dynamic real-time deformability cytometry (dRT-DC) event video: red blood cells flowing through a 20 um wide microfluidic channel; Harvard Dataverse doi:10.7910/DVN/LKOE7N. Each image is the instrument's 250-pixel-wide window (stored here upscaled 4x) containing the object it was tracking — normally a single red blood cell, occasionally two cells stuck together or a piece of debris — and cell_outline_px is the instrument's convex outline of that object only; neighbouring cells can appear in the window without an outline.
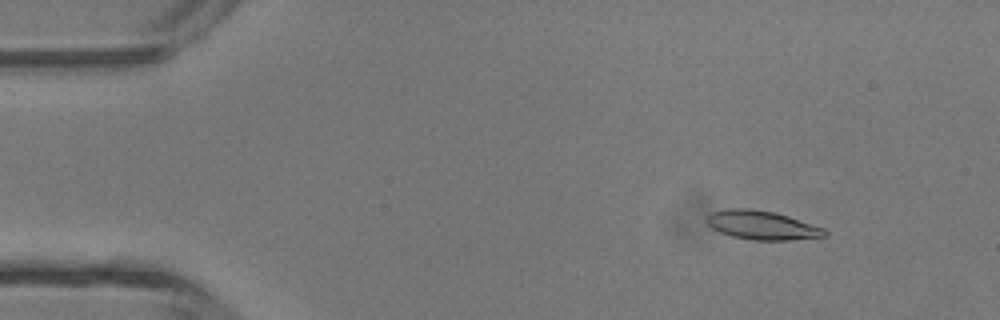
{"species": "common noctule bat (a hibernating species)", "species_latin": "Nyctalus noctula", "temperature_condition": "room temperature", "stored_images_in_passage": 9, "camera_frame_rate_fps": 3000, "um_per_image_px": 0.085, "animal": {"sex": "male", "body_mass_g": 13.3}, "frame": {"image": 1, "passage_image": 3, "time_ms": 0.667, "image_size_px": [1000, 320], "cell_outline_px": [[828, 236], [792, 240], [752, 240], [732, 236], [720, 232], [712, 228], [704, 220], [712, 212], [728, 208], [752, 208], [776, 212], [824, 228], [828, 232]], "centroid_in_image_um": [64.78, 19.14], "position_along_channel_um": 20.2, "area_um2": 20.0}}